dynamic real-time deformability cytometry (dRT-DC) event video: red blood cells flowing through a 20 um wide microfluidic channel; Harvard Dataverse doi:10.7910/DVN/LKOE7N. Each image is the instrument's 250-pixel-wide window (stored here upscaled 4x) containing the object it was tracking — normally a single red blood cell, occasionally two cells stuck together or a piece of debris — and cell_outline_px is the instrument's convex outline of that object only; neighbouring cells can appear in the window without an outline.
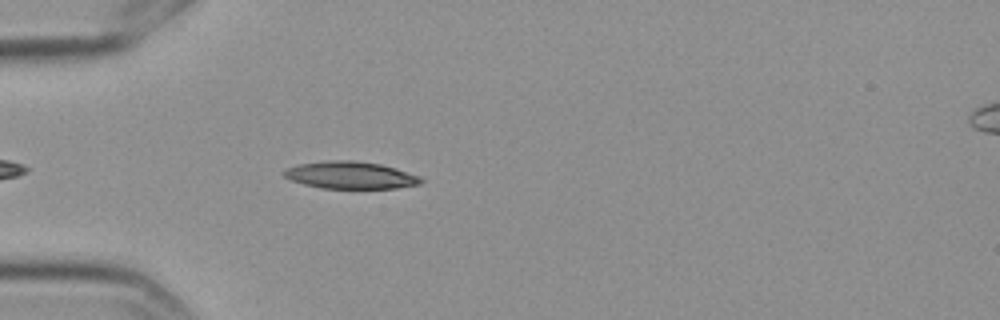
{"species": "Egyptian fruit bat (a non-hibernating species)", "species_latin": "Rousettus aegyptiacus", "temperature_condition": "cold", "stored_images_in_passage": 30, "camera_frame_rate_fps": 3000, "um_per_image_px": 0.085, "frame": {"image": 1, "passage_image": 5, "time_ms": 1.333, "image_size_px": [1000, 320], "cell_outline_px": [[424, 180], [420, 184], [396, 188], [320, 188], [304, 184], [292, 180], [284, 176], [280, 172], [284, 168], [296, 164], [328, 160], [356, 160], [380, 164], [396, 168], [420, 176]], "centroid_in_image_um": [29.75, 14.88], "position_along_channel_um": 55.2, "area_um2": 21.96}}
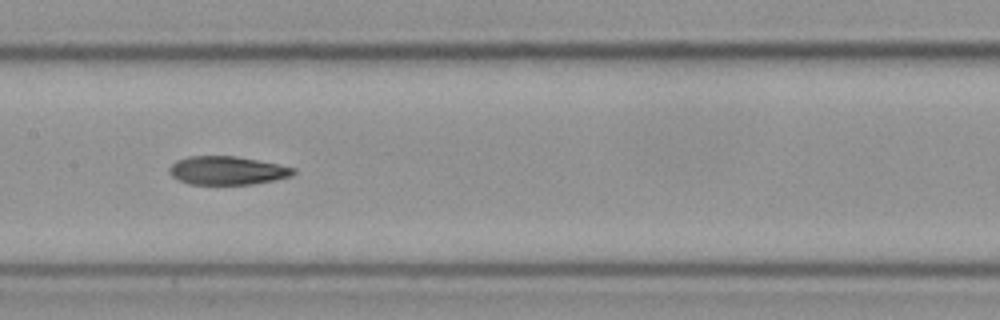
{"frame": {"image": 2, "passage_image": 17, "time_ms": 5.333, "image_size_px": [1000, 320], "cell_outline_px": [[296, 172], [292, 176], [276, 180], [252, 184], [188, 184], [172, 176], [168, 172], [168, 168], [176, 160], [188, 156], [236, 156], [296, 168]], "centroid_in_image_um": [19.3, 14.49], "position_along_channel_um": 188.1, "area_um2": 20.58}}
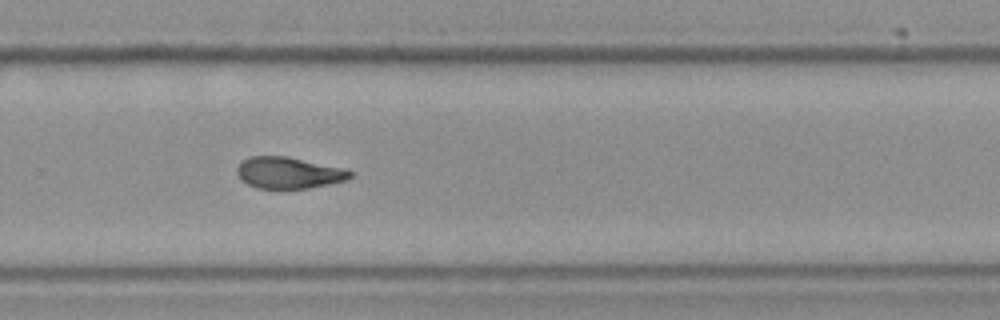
{"frame": {"image": 3, "passage_image": 27, "time_ms": 8.667, "image_size_px": [1000, 320], "cell_outline_px": [[352, 176], [348, 180], [308, 188], [256, 188], [240, 180], [236, 172], [236, 168], [244, 160], [252, 156], [288, 156], [340, 168], [352, 172]], "centroid_in_image_um": [24.5, 14.69], "position_along_channel_um": 305.3, "area_um2": 20.52}}